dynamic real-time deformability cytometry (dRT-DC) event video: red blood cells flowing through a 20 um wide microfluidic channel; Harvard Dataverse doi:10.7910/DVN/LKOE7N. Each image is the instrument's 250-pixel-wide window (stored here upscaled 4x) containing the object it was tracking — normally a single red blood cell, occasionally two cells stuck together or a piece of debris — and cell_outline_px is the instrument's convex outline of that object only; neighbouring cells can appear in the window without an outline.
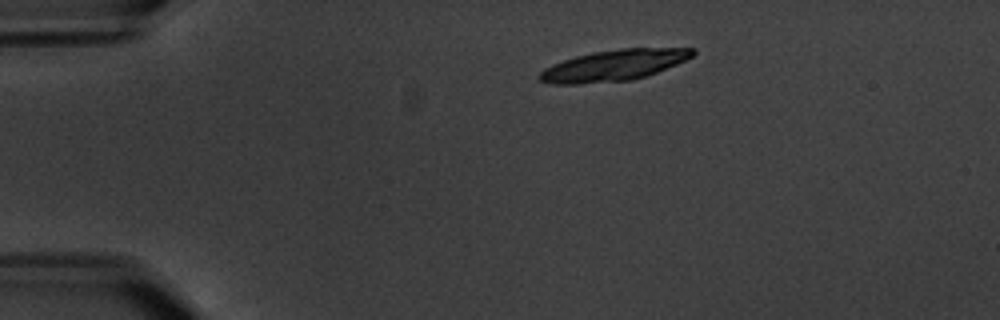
{"species": "common noctule bat (a hibernating species)", "species_latin": "Nyctalus noctula", "temperature_condition": "warm", "stored_images_in_passage": 5, "camera_frame_rate_fps": 3000, "um_per_image_px": 0.085, "animal": {"sex": "male", "body_mass_g": 20.1, "forearm_length_mm": 53.5}, "frame": {"image": 1, "passage_image": 2, "time_ms": 1.0, "image_size_px": [1000, 320], "cell_outline_px": [[696, 52], [692, 56], [676, 64], [656, 72], [632, 80], [580, 84], [548, 84], [540, 80], [536, 76], [544, 68], [552, 64], [576, 56], [592, 52], [620, 48], [696, 48]], "centroid_in_image_um": [52.12, 5.55], "position_along_channel_um": 32.9, "area_um2": 27.63}}